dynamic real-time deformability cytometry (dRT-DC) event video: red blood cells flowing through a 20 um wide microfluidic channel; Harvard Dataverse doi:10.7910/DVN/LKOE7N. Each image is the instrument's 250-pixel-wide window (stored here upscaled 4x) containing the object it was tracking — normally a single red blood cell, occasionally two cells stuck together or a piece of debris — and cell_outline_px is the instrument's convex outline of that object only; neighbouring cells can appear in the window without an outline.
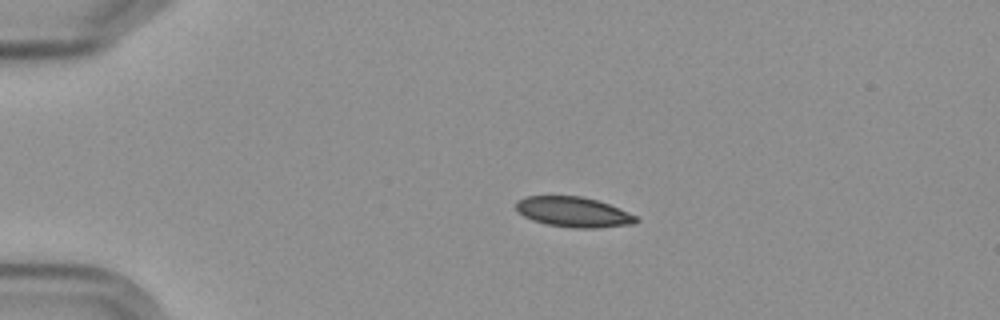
{"species": "Egyptian fruit bat (a non-hibernating species)", "species_latin": "Rousettus aegyptiacus", "temperature_condition": "cold", "stored_images_in_passage": 5, "camera_frame_rate_fps": 3000, "um_per_image_px": 0.085, "frame": {"image": 1, "passage_image": 1, "time_ms": 0.0, "image_size_px": [1000, 320], "cell_outline_px": [[640, 220], [636, 224], [596, 228], [572, 228], [544, 224], [532, 220], [524, 216], [516, 208], [516, 200], [524, 196], [580, 196], [596, 200], [608, 204], [628, 212], [636, 216]], "centroid_in_image_um": [48.74, 18.03], "position_along_channel_um": 36.3, "area_um2": 21.21}}
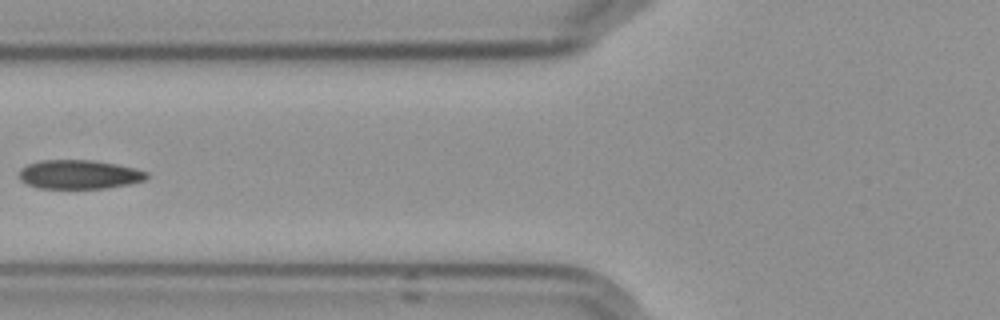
{"frame": {"image": 2, "passage_image": 4, "time_ms": 3.667, "image_size_px": [1000, 320], "cell_outline_px": [[148, 176], [144, 180], [132, 184], [108, 188], [40, 188], [28, 184], [20, 180], [20, 168], [28, 164], [44, 160], [92, 160], [116, 164], [136, 168], [148, 172]], "centroid_in_image_um": [6.77, 14.83], "position_along_channel_um": 119.0, "area_um2": 21.56}}
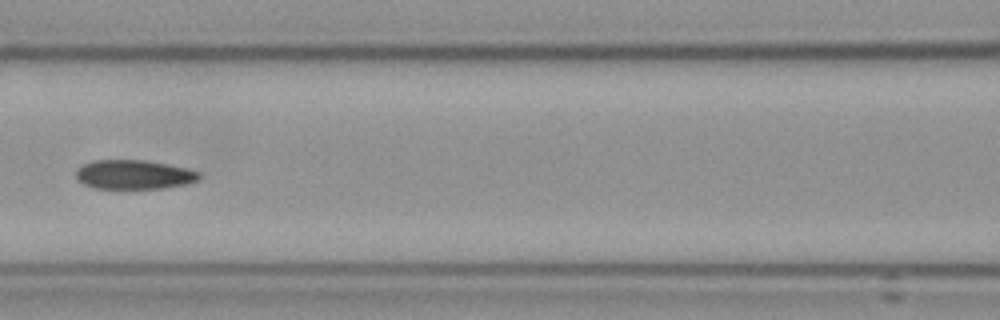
{"frame": {"image": 3, "passage_image": 5, "time_ms": 4.667, "image_size_px": [1000, 320], "cell_outline_px": [[200, 180], [188, 184], [160, 188], [92, 188], [84, 184], [76, 176], [76, 168], [92, 160], [144, 160], [184, 168], [200, 172]], "centroid_in_image_um": [11.37, 14.84], "position_along_channel_um": 155.2, "area_um2": 20.81}}